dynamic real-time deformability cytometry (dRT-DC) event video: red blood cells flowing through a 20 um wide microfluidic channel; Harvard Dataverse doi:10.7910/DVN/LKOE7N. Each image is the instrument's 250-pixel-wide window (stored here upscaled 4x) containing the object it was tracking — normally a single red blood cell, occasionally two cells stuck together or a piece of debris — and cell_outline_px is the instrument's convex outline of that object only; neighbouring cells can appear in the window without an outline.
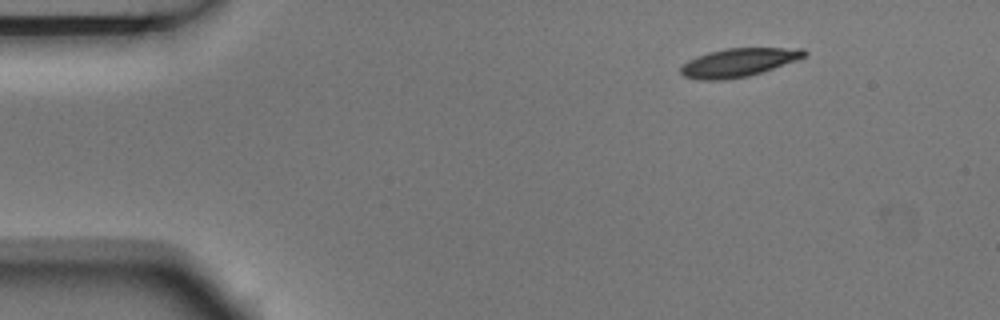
{"species": "Egyptian fruit bat (a non-hibernating species)", "species_latin": "Rousettus aegyptiacus", "temperature_condition": "room temperature", "stored_images_in_passage": 3, "camera_frame_rate_fps": 3000, "um_per_image_px": 0.085, "animal": {"sex": "male"}, "frame": {"image": 1, "passage_image": 1, "time_ms": 0.0, "image_size_px": [1000, 320], "cell_outline_px": [[808, 52], [804, 56], [796, 60], [748, 76], [724, 80], [696, 80], [684, 76], [680, 72], [680, 68], [688, 60], [696, 56], [708, 52], [728, 48], [804, 48]], "centroid_in_image_um": [62.73, 5.31], "position_along_channel_um": 22.3, "area_um2": 20.35}}